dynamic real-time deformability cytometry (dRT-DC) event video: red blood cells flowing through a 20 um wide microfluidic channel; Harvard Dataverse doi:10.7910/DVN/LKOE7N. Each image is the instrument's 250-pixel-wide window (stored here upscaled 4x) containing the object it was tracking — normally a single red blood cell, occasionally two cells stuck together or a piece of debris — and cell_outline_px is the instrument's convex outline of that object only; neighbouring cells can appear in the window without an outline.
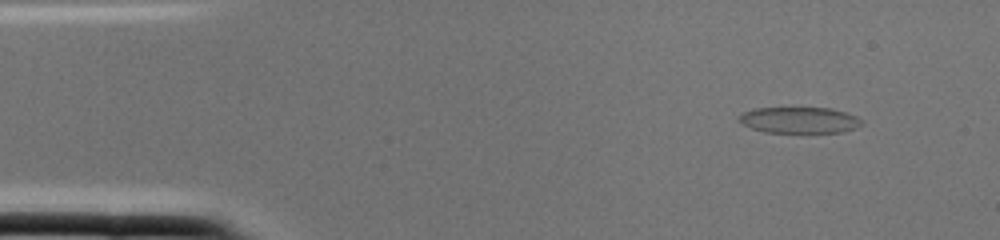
{"species": "common noctule bat (a hibernating species)", "species_latin": "Nyctalus noctula", "temperature_condition": "cold", "stored_images_in_passage": 1, "camera_frame_rate_fps": 3000, "um_per_image_px": 0.085, "animal": {"sex": "female", "body_mass_g": 22.0, "forearm_length_mm": 56.7}, "frame": {"image": 1, "passage_image": 1, "time_ms": 0.0, "image_size_px": [1000, 240], "cell_outline_px": [[864, 124], [856, 128], [844, 132], [764, 132], [740, 124], [736, 120], [736, 116], [752, 108], [832, 108], [856, 116], [864, 120]], "centroid_in_image_um": [67.92, 10.21], "position_along_channel_um": 17.1, "area_um2": 18.96}}